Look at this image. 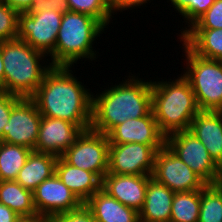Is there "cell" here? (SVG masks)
<instances>
[{
	"instance_id": "obj_1",
	"label": "cell",
	"mask_w": 222,
	"mask_h": 222,
	"mask_svg": "<svg viewBox=\"0 0 222 222\" xmlns=\"http://www.w3.org/2000/svg\"><path fill=\"white\" fill-rule=\"evenodd\" d=\"M72 67L52 66L30 98L41 116L66 120L87 130L92 121L93 93L72 74Z\"/></svg>"
},
{
	"instance_id": "obj_2",
	"label": "cell",
	"mask_w": 222,
	"mask_h": 222,
	"mask_svg": "<svg viewBox=\"0 0 222 222\" xmlns=\"http://www.w3.org/2000/svg\"><path fill=\"white\" fill-rule=\"evenodd\" d=\"M128 77L119 85L92 95L91 129L107 135L127 119L141 118L152 111V80Z\"/></svg>"
},
{
	"instance_id": "obj_3",
	"label": "cell",
	"mask_w": 222,
	"mask_h": 222,
	"mask_svg": "<svg viewBox=\"0 0 222 222\" xmlns=\"http://www.w3.org/2000/svg\"><path fill=\"white\" fill-rule=\"evenodd\" d=\"M179 76L172 81H152V111L165 137L189 130L200 111L189 81Z\"/></svg>"
},
{
	"instance_id": "obj_4",
	"label": "cell",
	"mask_w": 222,
	"mask_h": 222,
	"mask_svg": "<svg viewBox=\"0 0 222 222\" xmlns=\"http://www.w3.org/2000/svg\"><path fill=\"white\" fill-rule=\"evenodd\" d=\"M47 55L18 38L2 42L4 92L30 98L52 67L42 64ZM41 61V63H40ZM44 65V66H43Z\"/></svg>"
},
{
	"instance_id": "obj_5",
	"label": "cell",
	"mask_w": 222,
	"mask_h": 222,
	"mask_svg": "<svg viewBox=\"0 0 222 222\" xmlns=\"http://www.w3.org/2000/svg\"><path fill=\"white\" fill-rule=\"evenodd\" d=\"M106 27L94 17L66 11L63 13L55 50L50 55L52 66H72L78 60H95L96 50L93 42Z\"/></svg>"
},
{
	"instance_id": "obj_6",
	"label": "cell",
	"mask_w": 222,
	"mask_h": 222,
	"mask_svg": "<svg viewBox=\"0 0 222 222\" xmlns=\"http://www.w3.org/2000/svg\"><path fill=\"white\" fill-rule=\"evenodd\" d=\"M186 70L200 111H222V61L207 59L193 53L184 43Z\"/></svg>"
},
{
	"instance_id": "obj_7",
	"label": "cell",
	"mask_w": 222,
	"mask_h": 222,
	"mask_svg": "<svg viewBox=\"0 0 222 222\" xmlns=\"http://www.w3.org/2000/svg\"><path fill=\"white\" fill-rule=\"evenodd\" d=\"M165 145L207 184L222 182V169L210 157L203 143L189 130L167 136Z\"/></svg>"
},
{
	"instance_id": "obj_8",
	"label": "cell",
	"mask_w": 222,
	"mask_h": 222,
	"mask_svg": "<svg viewBox=\"0 0 222 222\" xmlns=\"http://www.w3.org/2000/svg\"><path fill=\"white\" fill-rule=\"evenodd\" d=\"M68 164L96 173L101 179L108 173V135L83 130L76 141L61 156Z\"/></svg>"
},
{
	"instance_id": "obj_9",
	"label": "cell",
	"mask_w": 222,
	"mask_h": 222,
	"mask_svg": "<svg viewBox=\"0 0 222 222\" xmlns=\"http://www.w3.org/2000/svg\"><path fill=\"white\" fill-rule=\"evenodd\" d=\"M63 13L44 10L36 13L19 12L17 38L50 56L55 50Z\"/></svg>"
},
{
	"instance_id": "obj_10",
	"label": "cell",
	"mask_w": 222,
	"mask_h": 222,
	"mask_svg": "<svg viewBox=\"0 0 222 222\" xmlns=\"http://www.w3.org/2000/svg\"><path fill=\"white\" fill-rule=\"evenodd\" d=\"M151 177L175 193L198 191L207 185L166 145L156 152Z\"/></svg>"
},
{
	"instance_id": "obj_11",
	"label": "cell",
	"mask_w": 222,
	"mask_h": 222,
	"mask_svg": "<svg viewBox=\"0 0 222 222\" xmlns=\"http://www.w3.org/2000/svg\"><path fill=\"white\" fill-rule=\"evenodd\" d=\"M163 147L140 143L109 144L108 173L151 175L156 152Z\"/></svg>"
},
{
	"instance_id": "obj_12",
	"label": "cell",
	"mask_w": 222,
	"mask_h": 222,
	"mask_svg": "<svg viewBox=\"0 0 222 222\" xmlns=\"http://www.w3.org/2000/svg\"><path fill=\"white\" fill-rule=\"evenodd\" d=\"M41 114L31 98H21L11 110L9 122L3 128L2 142L35 149Z\"/></svg>"
},
{
	"instance_id": "obj_13",
	"label": "cell",
	"mask_w": 222,
	"mask_h": 222,
	"mask_svg": "<svg viewBox=\"0 0 222 222\" xmlns=\"http://www.w3.org/2000/svg\"><path fill=\"white\" fill-rule=\"evenodd\" d=\"M33 204L37 214L49 220L59 214L78 209L83 203L54 174L33 191Z\"/></svg>"
},
{
	"instance_id": "obj_14",
	"label": "cell",
	"mask_w": 222,
	"mask_h": 222,
	"mask_svg": "<svg viewBox=\"0 0 222 222\" xmlns=\"http://www.w3.org/2000/svg\"><path fill=\"white\" fill-rule=\"evenodd\" d=\"M82 132L83 129L77 124L42 116L34 151L61 157Z\"/></svg>"
},
{
	"instance_id": "obj_15",
	"label": "cell",
	"mask_w": 222,
	"mask_h": 222,
	"mask_svg": "<svg viewBox=\"0 0 222 222\" xmlns=\"http://www.w3.org/2000/svg\"><path fill=\"white\" fill-rule=\"evenodd\" d=\"M109 144L140 143L165 146L166 137L161 133L153 111L141 118L127 119L108 134Z\"/></svg>"
},
{
	"instance_id": "obj_16",
	"label": "cell",
	"mask_w": 222,
	"mask_h": 222,
	"mask_svg": "<svg viewBox=\"0 0 222 222\" xmlns=\"http://www.w3.org/2000/svg\"><path fill=\"white\" fill-rule=\"evenodd\" d=\"M151 175H117L107 173L102 189L125 206L138 212L143 208L146 189Z\"/></svg>"
},
{
	"instance_id": "obj_17",
	"label": "cell",
	"mask_w": 222,
	"mask_h": 222,
	"mask_svg": "<svg viewBox=\"0 0 222 222\" xmlns=\"http://www.w3.org/2000/svg\"><path fill=\"white\" fill-rule=\"evenodd\" d=\"M189 131L203 143L210 157L222 169V111H199Z\"/></svg>"
},
{
	"instance_id": "obj_18",
	"label": "cell",
	"mask_w": 222,
	"mask_h": 222,
	"mask_svg": "<svg viewBox=\"0 0 222 222\" xmlns=\"http://www.w3.org/2000/svg\"><path fill=\"white\" fill-rule=\"evenodd\" d=\"M55 174L82 203L102 188V179L96 173L74 167L62 157L57 158Z\"/></svg>"
},
{
	"instance_id": "obj_19",
	"label": "cell",
	"mask_w": 222,
	"mask_h": 222,
	"mask_svg": "<svg viewBox=\"0 0 222 222\" xmlns=\"http://www.w3.org/2000/svg\"><path fill=\"white\" fill-rule=\"evenodd\" d=\"M84 204L96 222H140L137 210L123 205L102 188Z\"/></svg>"
},
{
	"instance_id": "obj_20",
	"label": "cell",
	"mask_w": 222,
	"mask_h": 222,
	"mask_svg": "<svg viewBox=\"0 0 222 222\" xmlns=\"http://www.w3.org/2000/svg\"><path fill=\"white\" fill-rule=\"evenodd\" d=\"M175 192L153 178L148 181L143 208L139 211L140 222H170Z\"/></svg>"
},
{
	"instance_id": "obj_21",
	"label": "cell",
	"mask_w": 222,
	"mask_h": 222,
	"mask_svg": "<svg viewBox=\"0 0 222 222\" xmlns=\"http://www.w3.org/2000/svg\"><path fill=\"white\" fill-rule=\"evenodd\" d=\"M193 53L207 59L222 61V29H188L179 35Z\"/></svg>"
},
{
	"instance_id": "obj_22",
	"label": "cell",
	"mask_w": 222,
	"mask_h": 222,
	"mask_svg": "<svg viewBox=\"0 0 222 222\" xmlns=\"http://www.w3.org/2000/svg\"><path fill=\"white\" fill-rule=\"evenodd\" d=\"M57 156L32 151L18 173L16 181L25 189L34 191L44 180L55 174Z\"/></svg>"
},
{
	"instance_id": "obj_23",
	"label": "cell",
	"mask_w": 222,
	"mask_h": 222,
	"mask_svg": "<svg viewBox=\"0 0 222 222\" xmlns=\"http://www.w3.org/2000/svg\"><path fill=\"white\" fill-rule=\"evenodd\" d=\"M0 203L20 217L38 215L33 204V192L23 188L16 180L0 181Z\"/></svg>"
},
{
	"instance_id": "obj_24",
	"label": "cell",
	"mask_w": 222,
	"mask_h": 222,
	"mask_svg": "<svg viewBox=\"0 0 222 222\" xmlns=\"http://www.w3.org/2000/svg\"><path fill=\"white\" fill-rule=\"evenodd\" d=\"M32 151L22 145L0 141V181L16 180Z\"/></svg>"
},
{
	"instance_id": "obj_25",
	"label": "cell",
	"mask_w": 222,
	"mask_h": 222,
	"mask_svg": "<svg viewBox=\"0 0 222 222\" xmlns=\"http://www.w3.org/2000/svg\"><path fill=\"white\" fill-rule=\"evenodd\" d=\"M200 190L175 193L172 201L170 222H198Z\"/></svg>"
},
{
	"instance_id": "obj_26",
	"label": "cell",
	"mask_w": 222,
	"mask_h": 222,
	"mask_svg": "<svg viewBox=\"0 0 222 222\" xmlns=\"http://www.w3.org/2000/svg\"><path fill=\"white\" fill-rule=\"evenodd\" d=\"M198 222H222V182L207 184L200 190Z\"/></svg>"
},
{
	"instance_id": "obj_27",
	"label": "cell",
	"mask_w": 222,
	"mask_h": 222,
	"mask_svg": "<svg viewBox=\"0 0 222 222\" xmlns=\"http://www.w3.org/2000/svg\"><path fill=\"white\" fill-rule=\"evenodd\" d=\"M68 10L90 15L100 21L105 27L112 20V12L107 0H66Z\"/></svg>"
},
{
	"instance_id": "obj_28",
	"label": "cell",
	"mask_w": 222,
	"mask_h": 222,
	"mask_svg": "<svg viewBox=\"0 0 222 222\" xmlns=\"http://www.w3.org/2000/svg\"><path fill=\"white\" fill-rule=\"evenodd\" d=\"M179 15H182L188 28L201 17L215 2V0H169Z\"/></svg>"
},
{
	"instance_id": "obj_29",
	"label": "cell",
	"mask_w": 222,
	"mask_h": 222,
	"mask_svg": "<svg viewBox=\"0 0 222 222\" xmlns=\"http://www.w3.org/2000/svg\"><path fill=\"white\" fill-rule=\"evenodd\" d=\"M18 12L0 1V42L17 38Z\"/></svg>"
},
{
	"instance_id": "obj_30",
	"label": "cell",
	"mask_w": 222,
	"mask_h": 222,
	"mask_svg": "<svg viewBox=\"0 0 222 222\" xmlns=\"http://www.w3.org/2000/svg\"><path fill=\"white\" fill-rule=\"evenodd\" d=\"M189 29H222V0H215Z\"/></svg>"
},
{
	"instance_id": "obj_31",
	"label": "cell",
	"mask_w": 222,
	"mask_h": 222,
	"mask_svg": "<svg viewBox=\"0 0 222 222\" xmlns=\"http://www.w3.org/2000/svg\"><path fill=\"white\" fill-rule=\"evenodd\" d=\"M48 222H96L90 210L83 203L78 209L59 214Z\"/></svg>"
},
{
	"instance_id": "obj_32",
	"label": "cell",
	"mask_w": 222,
	"mask_h": 222,
	"mask_svg": "<svg viewBox=\"0 0 222 222\" xmlns=\"http://www.w3.org/2000/svg\"><path fill=\"white\" fill-rule=\"evenodd\" d=\"M22 97L0 91V140L3 138V128L9 122L12 107Z\"/></svg>"
},
{
	"instance_id": "obj_33",
	"label": "cell",
	"mask_w": 222,
	"mask_h": 222,
	"mask_svg": "<svg viewBox=\"0 0 222 222\" xmlns=\"http://www.w3.org/2000/svg\"><path fill=\"white\" fill-rule=\"evenodd\" d=\"M54 10L64 13L68 11L66 0H35L27 13H36L44 10Z\"/></svg>"
},
{
	"instance_id": "obj_34",
	"label": "cell",
	"mask_w": 222,
	"mask_h": 222,
	"mask_svg": "<svg viewBox=\"0 0 222 222\" xmlns=\"http://www.w3.org/2000/svg\"><path fill=\"white\" fill-rule=\"evenodd\" d=\"M149 0H107L108 6L112 12V15L116 11L123 12V10L140 7L143 4L148 3Z\"/></svg>"
},
{
	"instance_id": "obj_35",
	"label": "cell",
	"mask_w": 222,
	"mask_h": 222,
	"mask_svg": "<svg viewBox=\"0 0 222 222\" xmlns=\"http://www.w3.org/2000/svg\"><path fill=\"white\" fill-rule=\"evenodd\" d=\"M19 12H27L35 0H0Z\"/></svg>"
},
{
	"instance_id": "obj_36",
	"label": "cell",
	"mask_w": 222,
	"mask_h": 222,
	"mask_svg": "<svg viewBox=\"0 0 222 222\" xmlns=\"http://www.w3.org/2000/svg\"><path fill=\"white\" fill-rule=\"evenodd\" d=\"M20 216L0 203V222H16Z\"/></svg>"
},
{
	"instance_id": "obj_37",
	"label": "cell",
	"mask_w": 222,
	"mask_h": 222,
	"mask_svg": "<svg viewBox=\"0 0 222 222\" xmlns=\"http://www.w3.org/2000/svg\"><path fill=\"white\" fill-rule=\"evenodd\" d=\"M16 222H48V219L40 215L30 217H19Z\"/></svg>"
},
{
	"instance_id": "obj_38",
	"label": "cell",
	"mask_w": 222,
	"mask_h": 222,
	"mask_svg": "<svg viewBox=\"0 0 222 222\" xmlns=\"http://www.w3.org/2000/svg\"><path fill=\"white\" fill-rule=\"evenodd\" d=\"M0 91L4 92V63L2 59V42H0Z\"/></svg>"
}]
</instances>
